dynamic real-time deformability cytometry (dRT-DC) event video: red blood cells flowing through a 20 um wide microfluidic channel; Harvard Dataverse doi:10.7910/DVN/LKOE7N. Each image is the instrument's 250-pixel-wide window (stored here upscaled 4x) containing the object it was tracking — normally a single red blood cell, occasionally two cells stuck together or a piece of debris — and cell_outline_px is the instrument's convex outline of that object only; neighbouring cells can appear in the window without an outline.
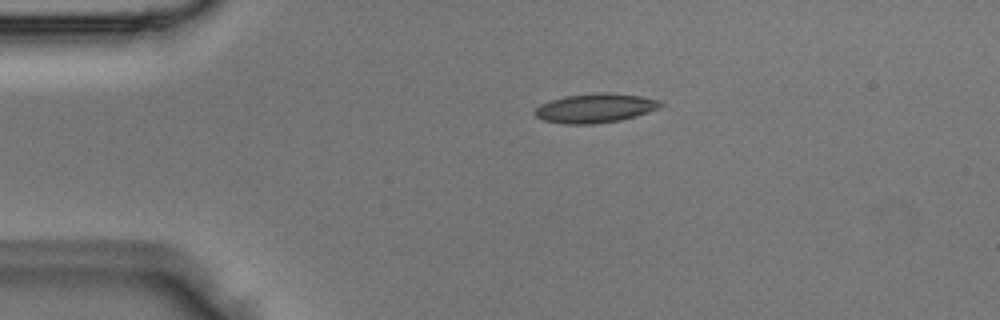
{"species": "Egyptian fruit bat (a non-hibernating species)", "species_latin": "Rousettus aegyptiacus", "temperature_condition": "room temperature", "stored_images_in_passage": 4, "camera_frame_rate_fps": 3000, "um_per_image_px": 0.085, "animal": {"sex": "male"}, "frame": {"image": 1, "passage_image": 3, "time_ms": 0.667, "image_size_px": [1000, 320], "cell_outline_px": [[664, 104], [660, 108], [636, 116], [620, 120], [592, 124], [564, 124], [544, 120], [536, 116], [532, 112], [540, 104], [564, 96], [596, 92], [608, 92], [640, 96], [660, 100]], "centroid_in_image_um": [50.6, 9.18], "position_along_channel_um": 34.4, "area_um2": 21.5}}